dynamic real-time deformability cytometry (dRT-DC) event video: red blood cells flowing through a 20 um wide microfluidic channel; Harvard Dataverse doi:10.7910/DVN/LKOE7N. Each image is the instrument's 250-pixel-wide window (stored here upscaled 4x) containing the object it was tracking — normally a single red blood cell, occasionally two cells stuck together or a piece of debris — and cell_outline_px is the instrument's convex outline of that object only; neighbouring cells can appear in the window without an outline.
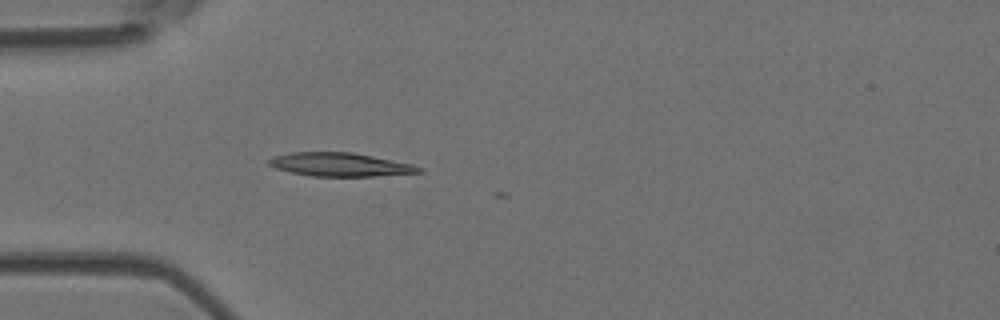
{"species": "Egyptian fruit bat (a non-hibernating species)", "species_latin": "Rousettus aegyptiacus", "temperature_condition": "room temperature", "stored_images_in_passage": 2, "camera_frame_rate_fps": 3000, "um_per_image_px": 0.085, "animal": {"sex": "female"}, "frame": {"image": 1, "passage_image": 1, "time_ms": 0.0, "image_size_px": [1000, 320], "cell_outline_px": [[424, 172], [372, 176], [312, 176], [292, 172], [276, 168], [268, 164], [268, 160], [272, 156], [292, 152], [352, 152], [412, 164], [424, 168]], "centroid_in_image_um": [28.91, 13.98], "position_along_channel_um": 56.1, "area_um2": 20.46}}